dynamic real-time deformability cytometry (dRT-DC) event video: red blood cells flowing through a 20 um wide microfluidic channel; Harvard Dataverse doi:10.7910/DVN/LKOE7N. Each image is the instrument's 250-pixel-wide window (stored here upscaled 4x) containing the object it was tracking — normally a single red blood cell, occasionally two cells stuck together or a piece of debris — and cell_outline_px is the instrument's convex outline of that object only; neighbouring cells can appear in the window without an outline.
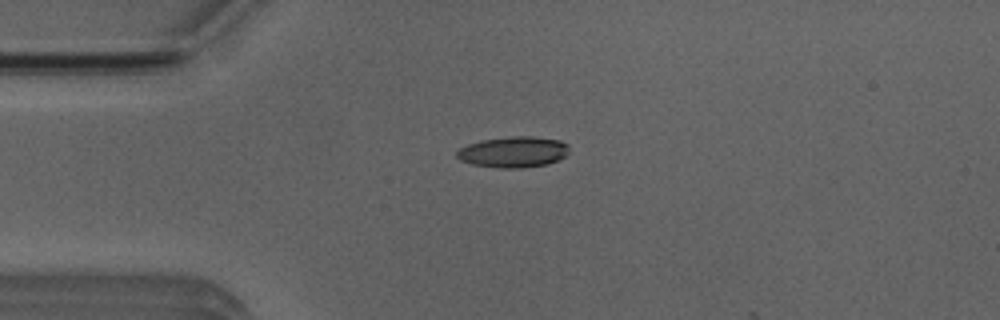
{"species": "Egyptian fruit bat (a non-hibernating species)", "species_latin": "Rousettus aegyptiacus", "temperature_condition": "room temperature", "stored_images_in_passage": 2, "camera_frame_rate_fps": 3000, "um_per_image_px": 0.085, "animal": {"sex": "male"}, "frame": {"image": 1, "passage_image": 1, "time_ms": 0.0, "image_size_px": [1000, 320], "cell_outline_px": [[568, 152], [564, 156], [548, 164], [520, 168], [500, 168], [472, 164], [460, 160], [456, 156], [456, 152], [460, 148], [468, 144], [484, 140], [508, 136], [532, 136], [560, 140], [568, 144]], "centroid_in_image_um": [43.63, 12.91], "position_along_channel_um": 41.4, "area_um2": 20.17}}